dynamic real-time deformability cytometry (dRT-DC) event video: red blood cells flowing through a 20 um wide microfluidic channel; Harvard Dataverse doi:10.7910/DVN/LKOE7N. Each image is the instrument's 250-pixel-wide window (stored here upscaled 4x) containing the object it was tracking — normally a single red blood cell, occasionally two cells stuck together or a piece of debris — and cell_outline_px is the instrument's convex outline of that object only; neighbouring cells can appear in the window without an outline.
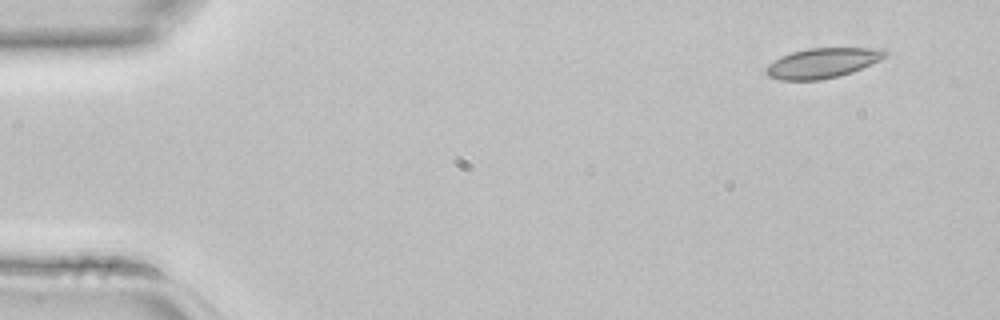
{"species": "common noctule bat (a hibernating species)", "species_latin": "Nyctalus noctula", "temperature_condition": "room temperature", "stored_images_in_passage": 2, "camera_frame_rate_fps": 3000, "um_per_image_px": 0.085, "animal": {"sex": "female", "body_mass_g": 22.7, "forearm_length_mm": 54.2}, "frame": {"image": 1, "passage_image": 1, "time_ms": 0.0, "image_size_px": [1000, 320], "cell_outline_px": [[888, 56], [880, 60], [852, 72], [840, 76], [820, 80], [780, 80], [768, 76], [764, 72], [764, 68], [768, 64], [780, 56], [792, 52], [808, 48], [884, 48], [888, 52]], "centroid_in_image_um": [69.9, 5.35], "position_along_channel_um": 15.1, "area_um2": 21.04}}
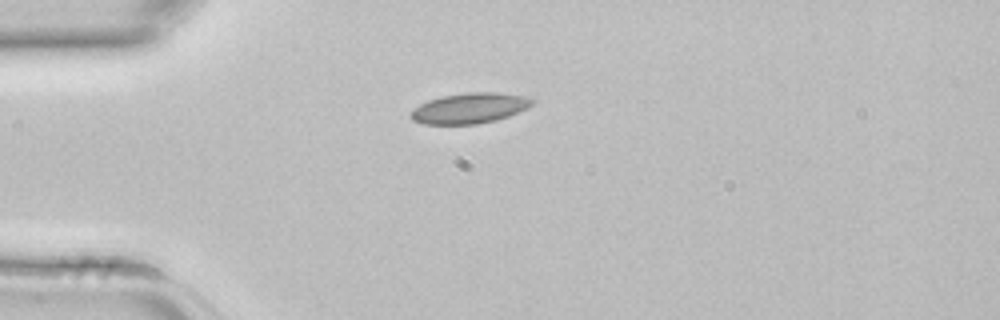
{"frame": {"image": 2, "passage_image": 2, "time_ms": 0.333, "image_size_px": [1000, 320], "cell_outline_px": [[536, 100], [528, 108], [508, 116], [496, 120], [476, 124], [424, 124], [412, 120], [408, 116], [412, 108], [428, 100], [444, 96], [468, 92], [496, 92], [524, 96]], "centroid_in_image_um": [39.89, 9.2], "position_along_channel_um": 45.1, "area_um2": 21.62}}